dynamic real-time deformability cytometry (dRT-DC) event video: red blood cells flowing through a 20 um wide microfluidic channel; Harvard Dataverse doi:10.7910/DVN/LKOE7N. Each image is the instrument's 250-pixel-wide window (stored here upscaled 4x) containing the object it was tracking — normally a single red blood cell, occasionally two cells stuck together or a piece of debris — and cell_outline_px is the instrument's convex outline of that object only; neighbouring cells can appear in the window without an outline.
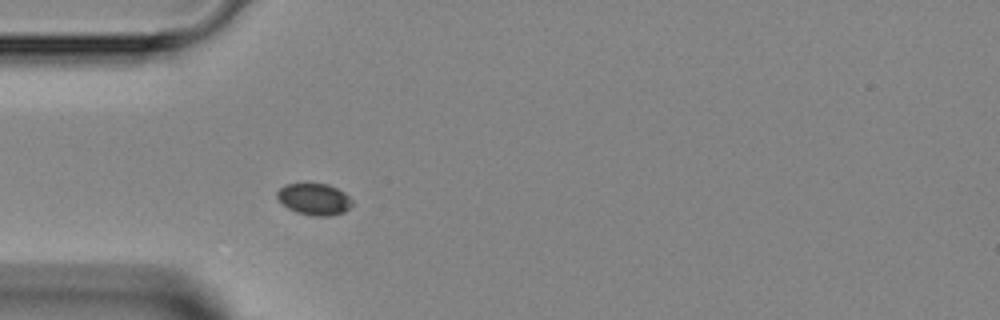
{"species": "Egyptian fruit bat (a non-hibernating species)", "species_latin": "Rousettus aegyptiacus", "temperature_condition": "room temperature", "stored_images_in_passage": 3, "camera_frame_rate_fps": 3000, "um_per_image_px": 0.085, "animal": {"sex": "female"}, "frame": {"image": 1, "passage_image": 3, "time_ms": 2.333, "image_size_px": [1000, 320], "cell_outline_px": [[352, 204], [344, 212], [328, 216], [312, 216], [296, 212], [288, 208], [276, 196], [276, 192], [284, 184], [328, 184], [344, 192], [352, 200]], "centroid_in_image_um": [26.7, 16.93], "position_along_channel_um": 58.3, "area_um2": 13.7}}